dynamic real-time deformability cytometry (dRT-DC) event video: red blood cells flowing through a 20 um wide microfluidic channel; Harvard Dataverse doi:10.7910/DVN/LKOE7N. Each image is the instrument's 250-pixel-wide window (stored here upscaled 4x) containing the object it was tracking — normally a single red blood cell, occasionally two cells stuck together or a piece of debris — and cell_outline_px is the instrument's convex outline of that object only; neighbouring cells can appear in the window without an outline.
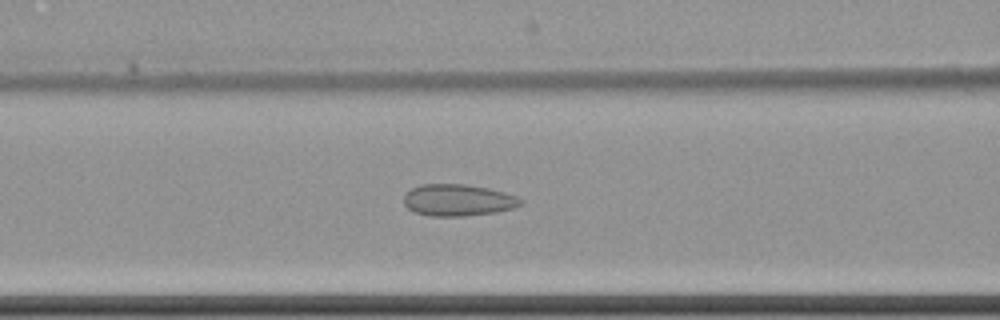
{"species": "common noctule bat (a hibernating species)", "species_latin": "Nyctalus noctula", "temperature_condition": "cold", "stored_images_in_passage": 62, "camera_frame_rate_fps": 3000, "um_per_image_px": 0.085, "animal": {"sex": "female", "body_mass_g": 22.7, "forearm_length_mm": 54.2}, "frame": {"image": 1, "passage_image": 28, "time_ms": 9.0, "image_size_px": [1000, 320], "cell_outline_px": [[524, 204], [512, 208], [496, 212], [464, 216], [428, 216], [416, 212], [408, 208], [404, 204], [404, 192], [420, 184], [464, 184], [488, 188], [520, 196], [524, 200]], "centroid_in_image_um": [38.95, 17.0], "position_along_channel_um": 127.6, "area_um2": 21.85}}
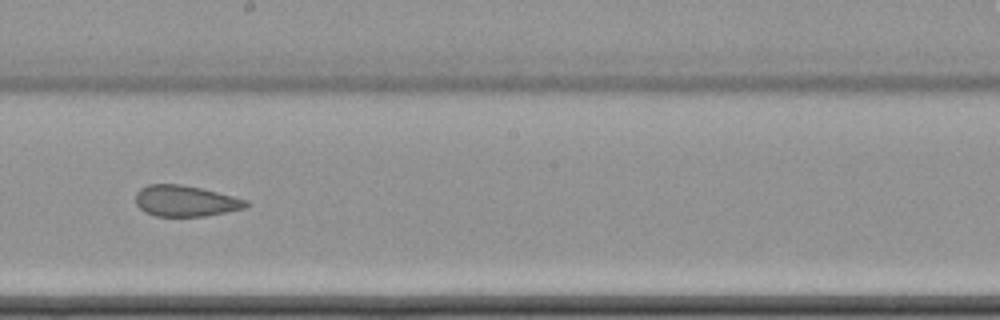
{"frame": {"image": 2, "passage_image": 37, "time_ms": 12.0, "image_size_px": [1000, 320], "cell_outline_px": [[252, 204], [244, 208], [204, 216], [156, 216], [144, 212], [136, 204], [136, 192], [140, 188], [148, 184], [180, 184], [200, 188], [248, 200]], "centroid_in_image_um": [15.74, 17.08], "position_along_channel_um": 232.5, "area_um2": 19.88}}
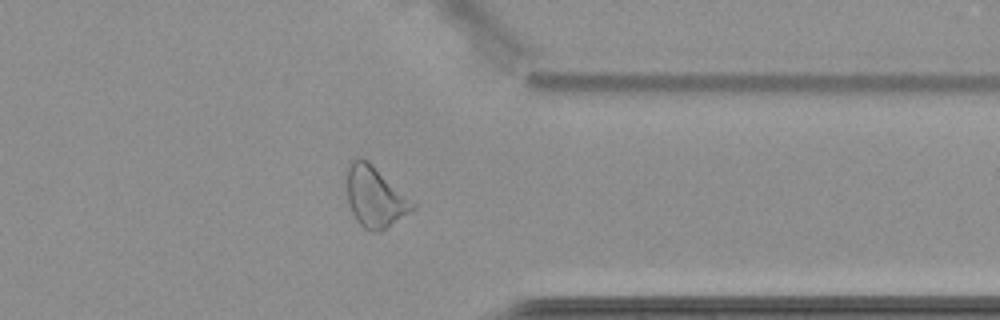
{"frame": {"image": 3, "passage_image": 50, "time_ms": 16.333, "image_size_px": [1000, 320], "cell_outline_px": [[416, 208], [380, 232], [372, 232], [364, 228], [356, 220], [348, 204], [344, 172], [348, 164], [356, 156], [360, 156], [368, 160], [416, 204]], "centroid_in_image_um": [31.81, 16.69], "position_along_channel_um": 379.6, "area_um2": 23.7}, "authors_computed_cell_mechanics": {"area_um2": 24.8829, "velocity_mm_per_s": 3.4955, "shape_relaxation_time_tau1_ms": null, "shape_relaxation_time_tau2_ms": 2.3182, "deformation_change_tau1": null, "deformation_change_tau2": 0.0813}}